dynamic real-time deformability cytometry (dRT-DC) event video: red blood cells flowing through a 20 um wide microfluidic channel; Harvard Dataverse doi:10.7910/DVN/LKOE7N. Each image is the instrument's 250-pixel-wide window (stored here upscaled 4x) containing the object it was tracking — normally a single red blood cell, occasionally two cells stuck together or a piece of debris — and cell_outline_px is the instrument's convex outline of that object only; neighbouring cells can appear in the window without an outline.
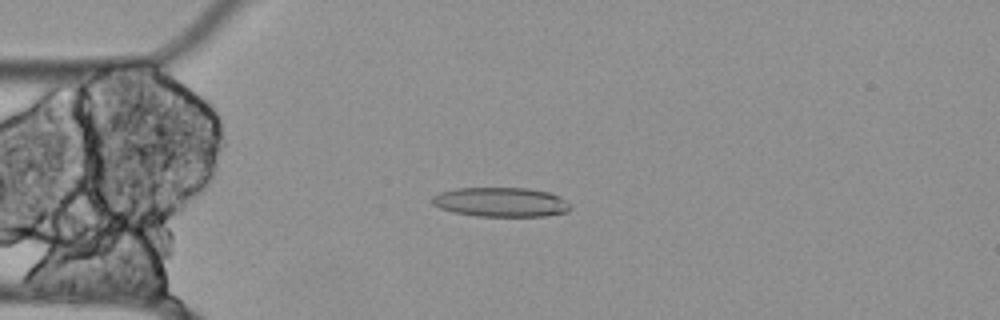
{"species": "Egyptian fruit bat (a non-hibernating species)", "species_latin": "Rousettus aegyptiacus", "temperature_condition": "cold", "stored_images_in_passage": 48, "camera_frame_rate_fps": 3000, "um_per_image_px": 0.085, "animal": {"sex": "female"}, "frame": {"image": 1, "passage_image": 6, "time_ms": 1.667, "image_size_px": [1000, 320], "cell_outline_px": [[572, 208], [568, 212], [544, 216], [476, 216], [456, 212], [440, 208], [432, 204], [432, 196], [440, 192], [456, 188], [528, 188], [548, 192], [560, 196], [572, 204]], "centroid_in_image_um": [42.62, 17.18], "position_along_channel_um": 42.4, "area_um2": 23.81}}
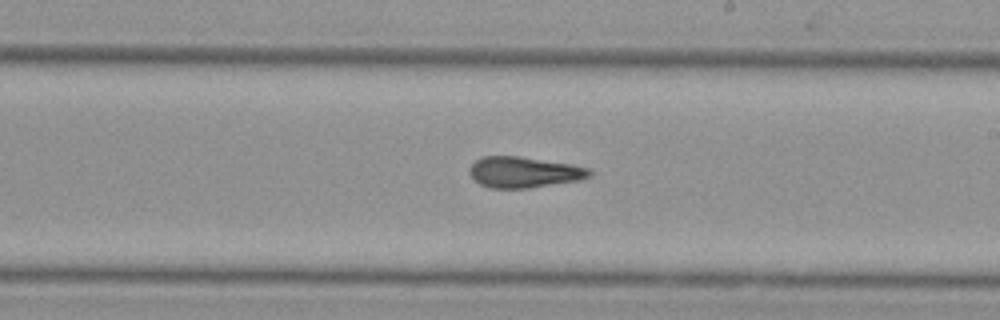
{"frame": {"image": 2, "passage_image": 24, "time_ms": 7.667, "image_size_px": [1000, 320], "cell_outline_px": [[592, 176], [580, 180], [528, 188], [488, 188], [480, 184], [468, 172], [468, 168], [480, 156], [520, 156], [572, 164], [592, 168]], "centroid_in_image_um": [44.56, 14.63], "position_along_channel_um": 244.4, "area_um2": 21.85}}
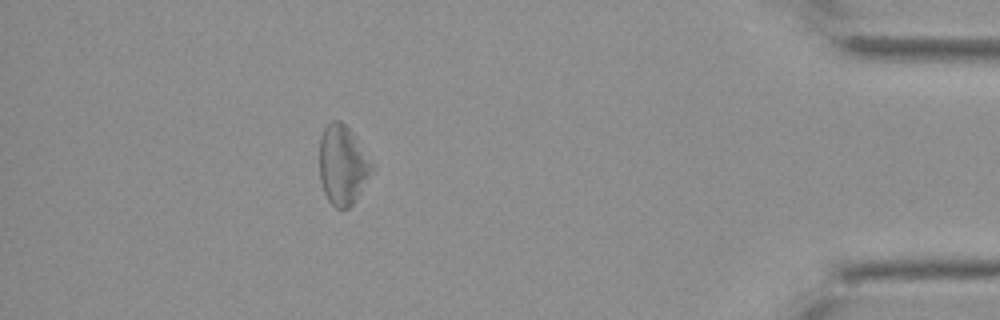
{"frame": {"image": 3, "passage_image": 42, "time_ms": 13.667, "image_size_px": [1000, 320], "cell_outline_px": [[376, 164], [372, 172], [352, 204], [348, 208], [336, 208], [328, 200], [324, 192], [320, 180], [320, 136], [324, 128], [332, 120], [340, 120], [356, 136]], "centroid_in_image_um": [29.15, 13.99], "position_along_channel_um": 406.0, "area_um2": 24.45}, "authors_computed_cell_mechanics": {"area_um2": 23.0044, "velocity_mm_per_s": 3.5059, "shape_relaxation_time_tau1_ms": null, "shape_relaxation_time_tau2_ms": 7.5806, "deformation_change_tau1": null, "deformation_change_tau2": 0.1635}}